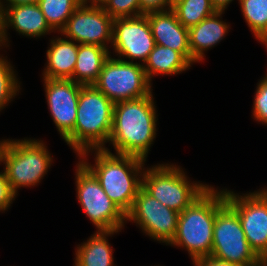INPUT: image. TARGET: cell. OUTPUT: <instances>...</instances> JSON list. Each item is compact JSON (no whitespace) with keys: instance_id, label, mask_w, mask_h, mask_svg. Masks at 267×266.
<instances>
[{"instance_id":"6da1fadb","label":"cell","mask_w":267,"mask_h":266,"mask_svg":"<svg viewBox=\"0 0 267 266\" xmlns=\"http://www.w3.org/2000/svg\"><path fill=\"white\" fill-rule=\"evenodd\" d=\"M90 152H95V164L87 160ZM78 157L98 180L106 195L126 215L142 188L144 165L147 160L132 155L113 154L107 147L86 150Z\"/></svg>"},{"instance_id":"7a4b0ae2","label":"cell","mask_w":267,"mask_h":266,"mask_svg":"<svg viewBox=\"0 0 267 266\" xmlns=\"http://www.w3.org/2000/svg\"><path fill=\"white\" fill-rule=\"evenodd\" d=\"M153 94L114 104L108 142L115 153L147 159L156 138L157 111Z\"/></svg>"},{"instance_id":"3957f363","label":"cell","mask_w":267,"mask_h":266,"mask_svg":"<svg viewBox=\"0 0 267 266\" xmlns=\"http://www.w3.org/2000/svg\"><path fill=\"white\" fill-rule=\"evenodd\" d=\"M225 202V189L210 185L180 212L177 232L169 245L186 249L193 262L210 257L216 212Z\"/></svg>"},{"instance_id":"277c9868","label":"cell","mask_w":267,"mask_h":266,"mask_svg":"<svg viewBox=\"0 0 267 266\" xmlns=\"http://www.w3.org/2000/svg\"><path fill=\"white\" fill-rule=\"evenodd\" d=\"M114 102L94 85H82L74 130L64 139L78 156L91 149H104L112 129Z\"/></svg>"},{"instance_id":"5b68a950","label":"cell","mask_w":267,"mask_h":266,"mask_svg":"<svg viewBox=\"0 0 267 266\" xmlns=\"http://www.w3.org/2000/svg\"><path fill=\"white\" fill-rule=\"evenodd\" d=\"M53 162L43 140L8 139L2 154L3 171L15 195L21 187H34L41 182Z\"/></svg>"},{"instance_id":"8992f818","label":"cell","mask_w":267,"mask_h":266,"mask_svg":"<svg viewBox=\"0 0 267 266\" xmlns=\"http://www.w3.org/2000/svg\"><path fill=\"white\" fill-rule=\"evenodd\" d=\"M185 174L181 166L169 163L145 167L142 188L164 206L180 213L209 187L199 181L191 182Z\"/></svg>"},{"instance_id":"52a82bcc","label":"cell","mask_w":267,"mask_h":266,"mask_svg":"<svg viewBox=\"0 0 267 266\" xmlns=\"http://www.w3.org/2000/svg\"><path fill=\"white\" fill-rule=\"evenodd\" d=\"M210 257L240 266H262L250 248L237 212L225 202L216 212Z\"/></svg>"},{"instance_id":"ba28073f","label":"cell","mask_w":267,"mask_h":266,"mask_svg":"<svg viewBox=\"0 0 267 266\" xmlns=\"http://www.w3.org/2000/svg\"><path fill=\"white\" fill-rule=\"evenodd\" d=\"M75 171L77 200L97 231L122 230L126 215L106 195L95 176L80 161Z\"/></svg>"},{"instance_id":"9c48e42d","label":"cell","mask_w":267,"mask_h":266,"mask_svg":"<svg viewBox=\"0 0 267 266\" xmlns=\"http://www.w3.org/2000/svg\"><path fill=\"white\" fill-rule=\"evenodd\" d=\"M93 85L114 103L153 93L152 82L148 80L142 63L123 61L111 55Z\"/></svg>"},{"instance_id":"30bf717a","label":"cell","mask_w":267,"mask_h":266,"mask_svg":"<svg viewBox=\"0 0 267 266\" xmlns=\"http://www.w3.org/2000/svg\"><path fill=\"white\" fill-rule=\"evenodd\" d=\"M226 202L237 212L250 248L267 261V187L246 194L225 188Z\"/></svg>"},{"instance_id":"8fae6325","label":"cell","mask_w":267,"mask_h":266,"mask_svg":"<svg viewBox=\"0 0 267 266\" xmlns=\"http://www.w3.org/2000/svg\"><path fill=\"white\" fill-rule=\"evenodd\" d=\"M179 214L141 188L126 214V222L133 221L152 240L169 245L177 232Z\"/></svg>"},{"instance_id":"7c38bea8","label":"cell","mask_w":267,"mask_h":266,"mask_svg":"<svg viewBox=\"0 0 267 266\" xmlns=\"http://www.w3.org/2000/svg\"><path fill=\"white\" fill-rule=\"evenodd\" d=\"M113 20L103 7L81 3L72 13L60 34L77 44L97 45L110 50Z\"/></svg>"},{"instance_id":"4fadbf2b","label":"cell","mask_w":267,"mask_h":266,"mask_svg":"<svg viewBox=\"0 0 267 266\" xmlns=\"http://www.w3.org/2000/svg\"><path fill=\"white\" fill-rule=\"evenodd\" d=\"M111 46L119 59L127 61L128 58L133 63L140 60L144 64L155 46L147 16L115 18Z\"/></svg>"},{"instance_id":"5bb4252c","label":"cell","mask_w":267,"mask_h":266,"mask_svg":"<svg viewBox=\"0 0 267 266\" xmlns=\"http://www.w3.org/2000/svg\"><path fill=\"white\" fill-rule=\"evenodd\" d=\"M43 82L50 115L60 136L65 139L74 130L82 84L72 79L43 78Z\"/></svg>"},{"instance_id":"9a60e30c","label":"cell","mask_w":267,"mask_h":266,"mask_svg":"<svg viewBox=\"0 0 267 266\" xmlns=\"http://www.w3.org/2000/svg\"><path fill=\"white\" fill-rule=\"evenodd\" d=\"M10 27L16 30L19 35L29 38L35 37L36 39L54 32L46 22L37 3L12 5L5 7L0 13L1 48L9 47L7 29Z\"/></svg>"},{"instance_id":"2e32d148","label":"cell","mask_w":267,"mask_h":266,"mask_svg":"<svg viewBox=\"0 0 267 266\" xmlns=\"http://www.w3.org/2000/svg\"><path fill=\"white\" fill-rule=\"evenodd\" d=\"M155 44L180 52L191 63L189 32L177 19L172 9L145 14Z\"/></svg>"},{"instance_id":"e0dca14e","label":"cell","mask_w":267,"mask_h":266,"mask_svg":"<svg viewBox=\"0 0 267 266\" xmlns=\"http://www.w3.org/2000/svg\"><path fill=\"white\" fill-rule=\"evenodd\" d=\"M223 13L225 11H216L188 29L192 65L202 62L204 52L219 44L228 33L230 25L222 20Z\"/></svg>"},{"instance_id":"ac0fdd59","label":"cell","mask_w":267,"mask_h":266,"mask_svg":"<svg viewBox=\"0 0 267 266\" xmlns=\"http://www.w3.org/2000/svg\"><path fill=\"white\" fill-rule=\"evenodd\" d=\"M54 38L50 39V45L46 52L47 64H45L42 76L47 79L73 80L78 44L61 36Z\"/></svg>"},{"instance_id":"d6986e66","label":"cell","mask_w":267,"mask_h":266,"mask_svg":"<svg viewBox=\"0 0 267 266\" xmlns=\"http://www.w3.org/2000/svg\"><path fill=\"white\" fill-rule=\"evenodd\" d=\"M118 232L121 230H96L87 241L76 247L74 266H114L113 248L107 237Z\"/></svg>"},{"instance_id":"ffe728a7","label":"cell","mask_w":267,"mask_h":266,"mask_svg":"<svg viewBox=\"0 0 267 266\" xmlns=\"http://www.w3.org/2000/svg\"><path fill=\"white\" fill-rule=\"evenodd\" d=\"M111 53L108 49L97 45L78 44L73 81L82 85H93Z\"/></svg>"},{"instance_id":"44dd1931","label":"cell","mask_w":267,"mask_h":266,"mask_svg":"<svg viewBox=\"0 0 267 266\" xmlns=\"http://www.w3.org/2000/svg\"><path fill=\"white\" fill-rule=\"evenodd\" d=\"M192 64L178 51L155 44L143 67L148 80L157 75H176L188 69Z\"/></svg>"},{"instance_id":"7402d4cb","label":"cell","mask_w":267,"mask_h":266,"mask_svg":"<svg viewBox=\"0 0 267 266\" xmlns=\"http://www.w3.org/2000/svg\"><path fill=\"white\" fill-rule=\"evenodd\" d=\"M45 20L54 32L65 27L72 13L81 4L80 0H38L37 3Z\"/></svg>"},{"instance_id":"603a6c76","label":"cell","mask_w":267,"mask_h":266,"mask_svg":"<svg viewBox=\"0 0 267 266\" xmlns=\"http://www.w3.org/2000/svg\"><path fill=\"white\" fill-rule=\"evenodd\" d=\"M172 10L188 29L216 12L210 0H181L172 6Z\"/></svg>"},{"instance_id":"cb8c5ba5","label":"cell","mask_w":267,"mask_h":266,"mask_svg":"<svg viewBox=\"0 0 267 266\" xmlns=\"http://www.w3.org/2000/svg\"><path fill=\"white\" fill-rule=\"evenodd\" d=\"M244 20L257 39L267 31V0H239Z\"/></svg>"},{"instance_id":"d4e9b609","label":"cell","mask_w":267,"mask_h":266,"mask_svg":"<svg viewBox=\"0 0 267 266\" xmlns=\"http://www.w3.org/2000/svg\"><path fill=\"white\" fill-rule=\"evenodd\" d=\"M0 54V111L3 110L8 103L18 94L20 88V81L18 80L14 67Z\"/></svg>"},{"instance_id":"484cf974","label":"cell","mask_w":267,"mask_h":266,"mask_svg":"<svg viewBox=\"0 0 267 266\" xmlns=\"http://www.w3.org/2000/svg\"><path fill=\"white\" fill-rule=\"evenodd\" d=\"M103 9L113 18L140 16V0H109Z\"/></svg>"},{"instance_id":"4316f807","label":"cell","mask_w":267,"mask_h":266,"mask_svg":"<svg viewBox=\"0 0 267 266\" xmlns=\"http://www.w3.org/2000/svg\"><path fill=\"white\" fill-rule=\"evenodd\" d=\"M252 116L257 122L267 125V74L257 83Z\"/></svg>"},{"instance_id":"83f0119b","label":"cell","mask_w":267,"mask_h":266,"mask_svg":"<svg viewBox=\"0 0 267 266\" xmlns=\"http://www.w3.org/2000/svg\"><path fill=\"white\" fill-rule=\"evenodd\" d=\"M16 197L2 170L0 172V212L2 211L3 213L8 210Z\"/></svg>"},{"instance_id":"f1b7e54d","label":"cell","mask_w":267,"mask_h":266,"mask_svg":"<svg viewBox=\"0 0 267 266\" xmlns=\"http://www.w3.org/2000/svg\"><path fill=\"white\" fill-rule=\"evenodd\" d=\"M169 9V0H140V15Z\"/></svg>"},{"instance_id":"f546056e","label":"cell","mask_w":267,"mask_h":266,"mask_svg":"<svg viewBox=\"0 0 267 266\" xmlns=\"http://www.w3.org/2000/svg\"><path fill=\"white\" fill-rule=\"evenodd\" d=\"M192 264L194 266H240L238 264L220 261L212 257L199 259Z\"/></svg>"},{"instance_id":"4dcf8cb0","label":"cell","mask_w":267,"mask_h":266,"mask_svg":"<svg viewBox=\"0 0 267 266\" xmlns=\"http://www.w3.org/2000/svg\"><path fill=\"white\" fill-rule=\"evenodd\" d=\"M33 3H38V0H0V13L5 9V6L10 7L12 5L33 4Z\"/></svg>"},{"instance_id":"1f68e13d","label":"cell","mask_w":267,"mask_h":266,"mask_svg":"<svg viewBox=\"0 0 267 266\" xmlns=\"http://www.w3.org/2000/svg\"><path fill=\"white\" fill-rule=\"evenodd\" d=\"M216 11H225L233 0H210ZM239 1V0H238Z\"/></svg>"},{"instance_id":"d6a6232c","label":"cell","mask_w":267,"mask_h":266,"mask_svg":"<svg viewBox=\"0 0 267 266\" xmlns=\"http://www.w3.org/2000/svg\"><path fill=\"white\" fill-rule=\"evenodd\" d=\"M82 4L95 6V7H104L109 0H80Z\"/></svg>"},{"instance_id":"836d02e7","label":"cell","mask_w":267,"mask_h":266,"mask_svg":"<svg viewBox=\"0 0 267 266\" xmlns=\"http://www.w3.org/2000/svg\"><path fill=\"white\" fill-rule=\"evenodd\" d=\"M257 40L263 44L267 49V31L261 34ZM267 51V50H266Z\"/></svg>"},{"instance_id":"e575fe53","label":"cell","mask_w":267,"mask_h":266,"mask_svg":"<svg viewBox=\"0 0 267 266\" xmlns=\"http://www.w3.org/2000/svg\"><path fill=\"white\" fill-rule=\"evenodd\" d=\"M8 139H2L0 141V164H2V154Z\"/></svg>"},{"instance_id":"d590c367","label":"cell","mask_w":267,"mask_h":266,"mask_svg":"<svg viewBox=\"0 0 267 266\" xmlns=\"http://www.w3.org/2000/svg\"><path fill=\"white\" fill-rule=\"evenodd\" d=\"M169 1H170V9H172V6L181 0H169Z\"/></svg>"}]
</instances>
